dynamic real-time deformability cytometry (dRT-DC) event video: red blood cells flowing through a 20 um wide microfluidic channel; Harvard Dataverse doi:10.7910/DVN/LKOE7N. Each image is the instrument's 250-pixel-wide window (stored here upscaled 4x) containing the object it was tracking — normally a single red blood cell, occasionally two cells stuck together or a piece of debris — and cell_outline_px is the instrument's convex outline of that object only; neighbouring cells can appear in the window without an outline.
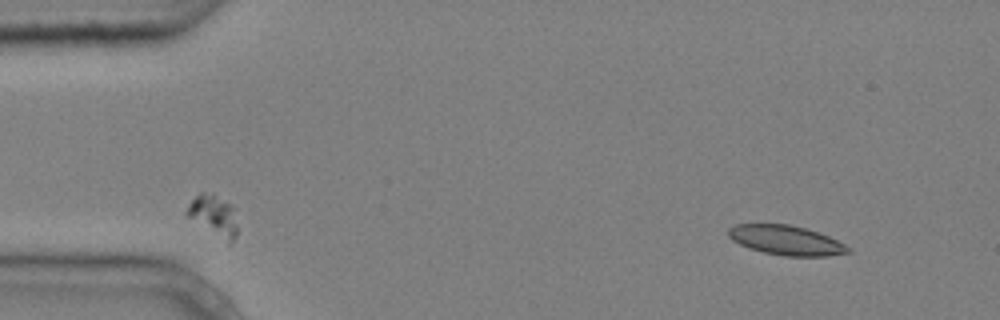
{"species": "common noctule bat (a hibernating species)", "species_latin": "Nyctalus noctula", "temperature_condition": "cold", "stored_images_in_passage": 9, "camera_frame_rate_fps": 3000, "um_per_image_px": 0.085, "animal": {"sex": "male", "body_mass_g": 20.4}, "frame": {"image": 1, "passage_image": 1, "time_ms": 0.0, "image_size_px": [1000, 320], "cell_outline_px": [[852, 252], [828, 256], [784, 256], [764, 252], [748, 248], [732, 240], [728, 236], [728, 228], [736, 224], [788, 224], [804, 228], [828, 236], [844, 244]], "centroid_in_image_um": [66.78, 20.42], "position_along_channel_um": 18.2, "area_um2": 20.46}}
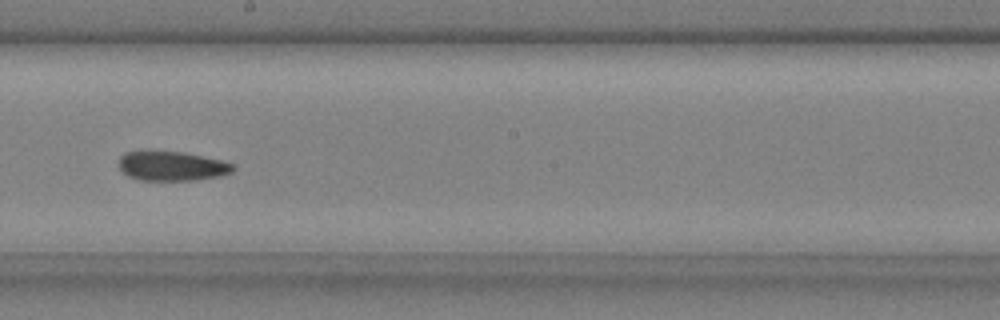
{"frame": {"image": 2, "passage_image": 8, "time_ms": 2.333, "image_size_px": [1000, 320], "cell_outline_px": [[236, 168], [232, 172], [220, 176], [196, 180], [140, 180], [128, 176], [120, 168], [120, 156], [124, 152], [152, 148], [184, 152], [220, 160], [236, 164]], "centroid_in_image_um": [14.59, 14.07], "position_along_channel_um": 233.6, "area_um2": 20.29}}
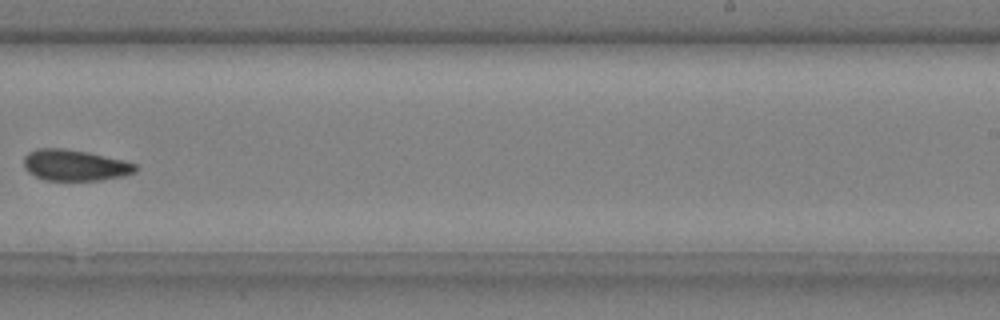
{"frame": {"image": 3, "passage_image": 9, "time_ms": 2.667, "image_size_px": [1000, 320], "cell_outline_px": [[140, 168], [136, 172], [124, 176], [100, 180], [44, 180], [28, 172], [24, 168], [24, 156], [28, 152], [36, 148], [64, 148], [88, 152], [124, 160], [136, 164]], "centroid_in_image_um": [6.38, 14.04], "position_along_channel_um": 282.6, "area_um2": 20.46}}